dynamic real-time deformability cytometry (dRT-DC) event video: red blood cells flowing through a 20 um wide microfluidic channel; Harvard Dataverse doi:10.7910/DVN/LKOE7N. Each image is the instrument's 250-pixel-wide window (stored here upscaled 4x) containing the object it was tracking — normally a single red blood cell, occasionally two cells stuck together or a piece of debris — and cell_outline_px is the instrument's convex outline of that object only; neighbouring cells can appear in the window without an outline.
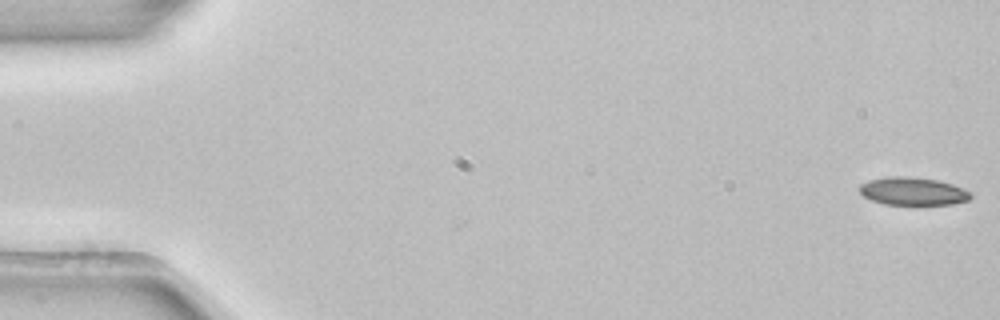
{"species": "common noctule bat (a hibernating species)", "species_latin": "Nyctalus noctula", "temperature_condition": "room temperature", "stored_images_in_passage": 4, "camera_frame_rate_fps": 3000, "um_per_image_px": 0.085, "animal": {"sex": "female", "body_mass_g": 22.7, "forearm_length_mm": 54.2}, "frame": {"image": 1, "passage_image": 1, "time_ms": 0.0, "image_size_px": [1000, 320], "cell_outline_px": [[972, 196], [968, 200], [952, 204], [884, 204], [872, 200], [864, 196], [860, 192], [860, 184], [868, 180], [888, 176], [908, 176], [936, 180], [952, 184], [964, 188], [972, 192]], "centroid_in_image_um": [77.61, 16.24], "position_along_channel_um": 7.4, "area_um2": 18.03}}
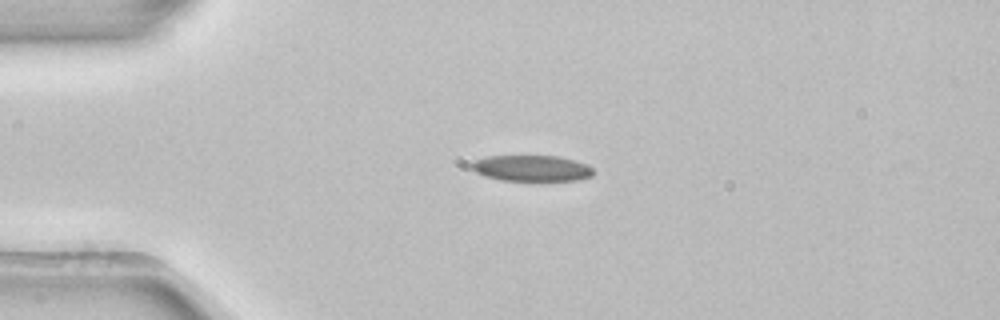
{"frame": {"image": 2, "passage_image": 3, "time_ms": 0.667, "image_size_px": [1000, 320], "cell_outline_px": [[592, 176], [576, 180], [500, 180], [484, 176], [476, 172], [472, 168], [472, 160], [488, 156], [556, 156], [572, 160], [584, 164], [592, 168]], "centroid_in_image_um": [45.13, 14.3], "position_along_channel_um": 39.9, "area_um2": 18.15}}
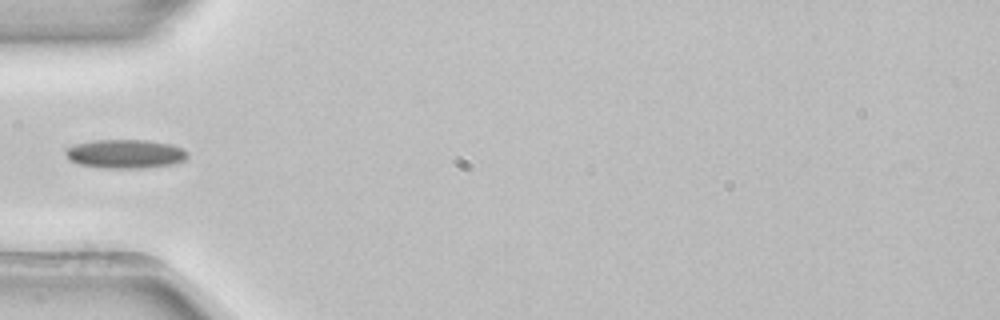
{"frame": {"image": 3, "passage_image": 4, "time_ms": 1.0, "image_size_px": [1000, 320], "cell_outline_px": [[188, 156], [184, 160], [172, 164], [144, 168], [100, 168], [80, 164], [72, 160], [64, 152], [68, 148], [76, 144], [92, 140], [148, 140], [172, 144], [184, 148], [188, 152]], "centroid_in_image_um": [10.7, 13.07], "position_along_channel_um": 74.3, "area_um2": 20.52}}